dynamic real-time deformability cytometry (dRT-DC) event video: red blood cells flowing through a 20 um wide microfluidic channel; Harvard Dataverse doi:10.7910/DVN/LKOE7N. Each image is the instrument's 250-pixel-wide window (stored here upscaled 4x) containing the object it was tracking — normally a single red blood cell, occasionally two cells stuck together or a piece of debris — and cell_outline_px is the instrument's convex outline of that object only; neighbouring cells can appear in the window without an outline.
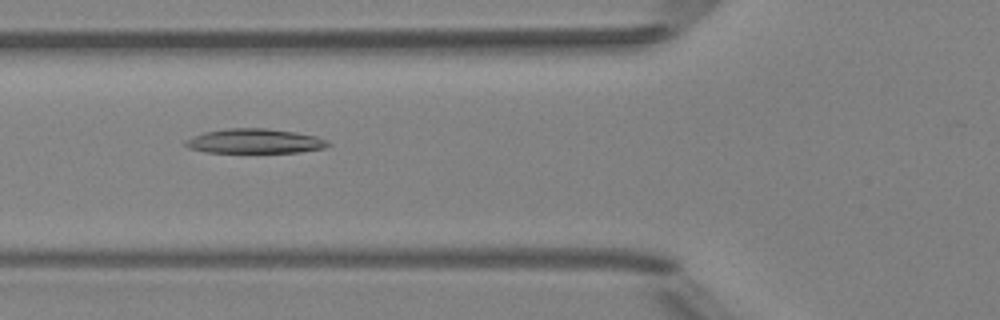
{"species": "Egyptian fruit bat (a non-hibernating species)", "species_latin": "Rousettus aegyptiacus", "temperature_condition": "room temperature", "stored_images_in_passage": 5, "camera_frame_rate_fps": 3000, "um_per_image_px": 0.085, "animal": {"sex": "female"}, "frame": {"image": 1, "passage_image": 3, "time_ms": 2.333, "image_size_px": [1000, 320], "cell_outline_px": [[332, 144], [324, 148], [300, 152], [204, 152], [188, 148], [184, 144], [184, 140], [192, 136], [204, 132], [228, 128], [264, 128], [296, 132], [316, 136], [328, 140]], "centroid_in_image_um": [21.64, 11.99], "position_along_channel_um": 104.2, "area_um2": 20.52}}
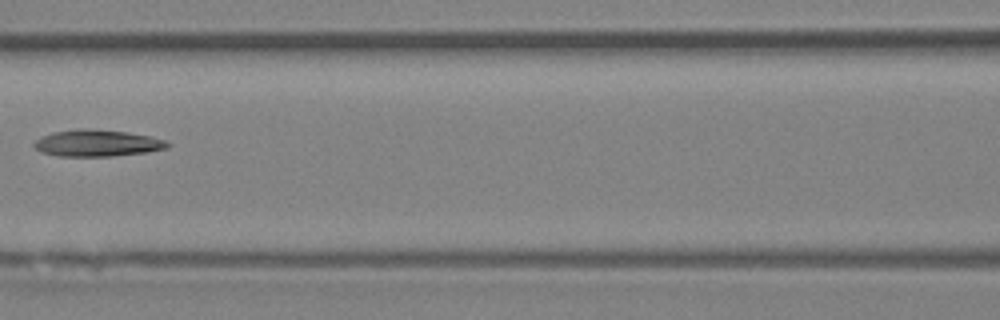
{"frame": {"image": 2, "passage_image": 4, "time_ms": 3.667, "image_size_px": [1000, 320], "cell_outline_px": [[172, 144], [168, 148], [148, 152], [112, 156], [56, 156], [44, 152], [36, 148], [32, 144], [36, 140], [52, 132], [76, 128], [88, 128], [128, 132], [152, 136], [164, 140]], "centroid_in_image_um": [8.3, 12.16], "position_along_channel_um": 158.3, "area_um2": 20.87}}
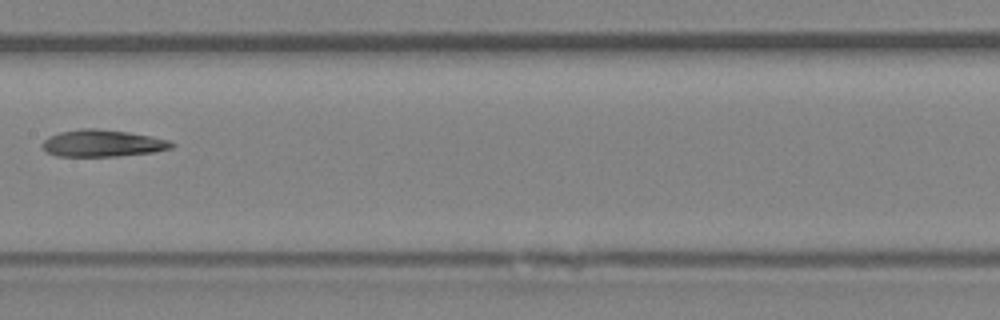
{"frame": {"image": 3, "passage_image": 5, "time_ms": 4.667, "image_size_px": [1000, 320], "cell_outline_px": [[176, 144], [172, 148], [152, 152], [120, 156], [56, 156], [40, 148], [40, 144], [48, 136], [60, 132], [80, 128], [96, 128], [128, 132], [152, 136], [168, 140]], "centroid_in_image_um": [8.68, 12.17], "position_along_channel_um": 198.7, "area_um2": 20.46}}